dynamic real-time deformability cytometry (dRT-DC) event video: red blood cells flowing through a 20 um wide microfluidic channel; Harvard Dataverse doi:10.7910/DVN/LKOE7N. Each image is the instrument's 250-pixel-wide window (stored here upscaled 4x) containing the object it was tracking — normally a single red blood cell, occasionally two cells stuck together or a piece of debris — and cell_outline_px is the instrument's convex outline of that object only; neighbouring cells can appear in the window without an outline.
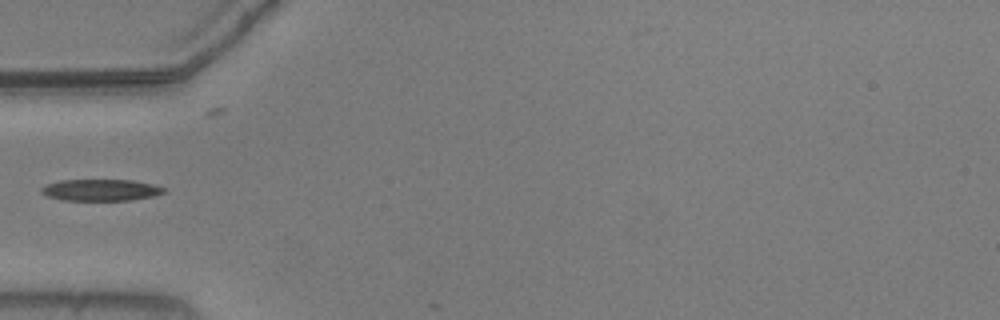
{"species": "common noctule bat (a hibernating species)", "species_latin": "Nyctalus noctula", "temperature_condition": "warm", "stored_images_in_passage": 6, "camera_frame_rate_fps": 3000, "um_per_image_px": 0.085, "animal": {"sex": "male", "body_mass_g": 20.5, "forearm_length_mm": 52.5}, "frame": {"image": 1, "passage_image": 1, "time_ms": 0.0, "image_size_px": [1000, 320], "cell_outline_px": [[164, 192], [152, 196], [128, 200], [64, 200], [48, 196], [40, 192], [40, 188], [48, 184], [60, 180], [132, 180], [152, 184], [164, 188]], "centroid_in_image_um": [8.53, 16.14], "position_along_channel_um": 76.5, "area_um2": 15.14}}